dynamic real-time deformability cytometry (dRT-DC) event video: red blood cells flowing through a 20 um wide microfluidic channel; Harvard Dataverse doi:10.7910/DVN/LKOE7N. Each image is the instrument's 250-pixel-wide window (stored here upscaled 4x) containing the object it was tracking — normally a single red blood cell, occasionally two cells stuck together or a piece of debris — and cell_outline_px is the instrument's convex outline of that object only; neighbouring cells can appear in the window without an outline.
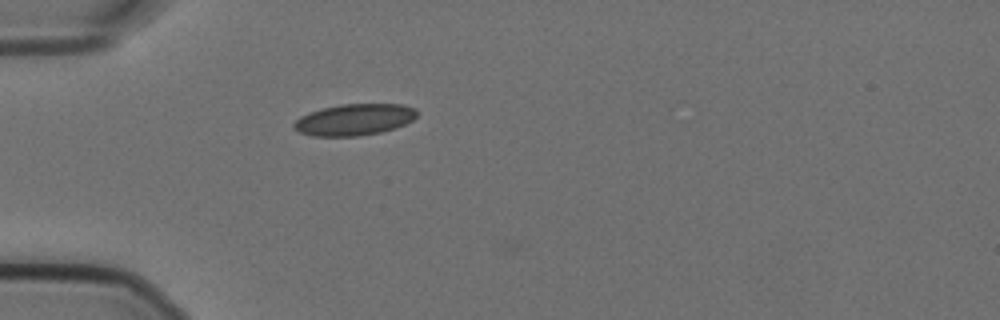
{"species": "Egyptian fruit bat (a non-hibernating species)", "species_latin": "Rousettus aegyptiacus", "temperature_condition": "cold", "stored_images_in_passage": 5, "camera_frame_rate_fps": 3000, "um_per_image_px": 0.085, "animal": {"sex": "female"}, "frame": {"image": 1, "passage_image": 4, "time_ms": 1.0, "image_size_px": [1000, 320], "cell_outline_px": [[416, 116], [412, 120], [404, 124], [380, 132], [360, 136], [312, 136], [300, 132], [292, 128], [292, 124], [300, 116], [308, 112], [340, 104], [404, 104], [416, 108]], "centroid_in_image_um": [30.08, 10.16], "position_along_channel_um": 54.9, "area_um2": 22.54}}